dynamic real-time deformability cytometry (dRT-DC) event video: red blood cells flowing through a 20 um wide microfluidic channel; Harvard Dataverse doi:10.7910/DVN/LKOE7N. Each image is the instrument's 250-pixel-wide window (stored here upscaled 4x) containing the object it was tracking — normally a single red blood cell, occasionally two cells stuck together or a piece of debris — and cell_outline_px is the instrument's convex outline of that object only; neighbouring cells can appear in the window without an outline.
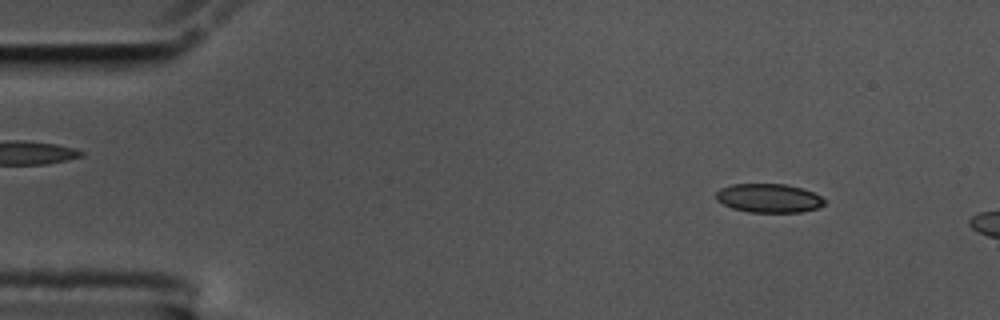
{"species": "common noctule bat (a hibernating species)", "species_latin": "Nyctalus noctula", "temperature_condition": "cold", "stored_images_in_passage": 7, "camera_frame_rate_fps": 3000, "um_per_image_px": 0.085, "animal": {"sex": "male", "body_mass_g": 17.5, "forearm_length_mm": 52.3}, "frame": {"image": 1, "passage_image": 2, "time_ms": 0.333, "image_size_px": [1000, 320], "cell_outline_px": [[824, 204], [816, 208], [800, 212], [748, 212], [732, 208], [716, 200], [716, 192], [720, 188], [732, 184], [784, 184], [804, 188], [820, 196], [824, 200]], "centroid_in_image_um": [65.32, 16.83], "position_along_channel_um": 19.7, "area_um2": 18.15}}